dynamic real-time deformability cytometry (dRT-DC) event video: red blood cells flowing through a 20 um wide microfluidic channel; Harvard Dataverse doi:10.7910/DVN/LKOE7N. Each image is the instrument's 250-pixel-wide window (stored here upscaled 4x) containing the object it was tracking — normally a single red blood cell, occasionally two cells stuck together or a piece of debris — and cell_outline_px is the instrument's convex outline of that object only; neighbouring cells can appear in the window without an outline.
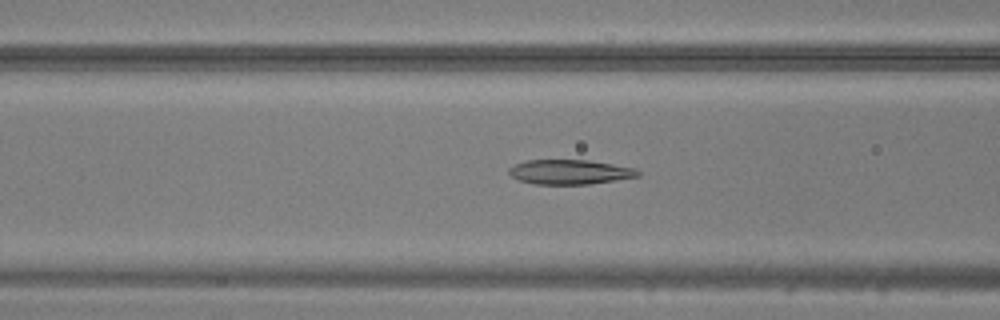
{"species": "common noctule bat (a hibernating species)", "species_latin": "Nyctalus noctula", "temperature_condition": "warm", "stored_images_in_passage": 36, "camera_frame_rate_fps": 3000, "um_per_image_px": 0.085, "animal": {"sex": "male", "body_mass_g": 20.5, "forearm_length_mm": 52.5}, "frame": {"image": 1, "passage_image": 10, "time_ms": 3.0, "image_size_px": [1000, 320], "cell_outline_px": [[640, 176], [588, 184], [536, 184], [520, 180], [512, 176], [508, 172], [508, 168], [516, 164], [528, 160], [588, 160], [636, 168], [640, 172]], "centroid_in_image_um": [48.44, 14.61], "position_along_channel_um": 118.2, "area_um2": 18.32}}
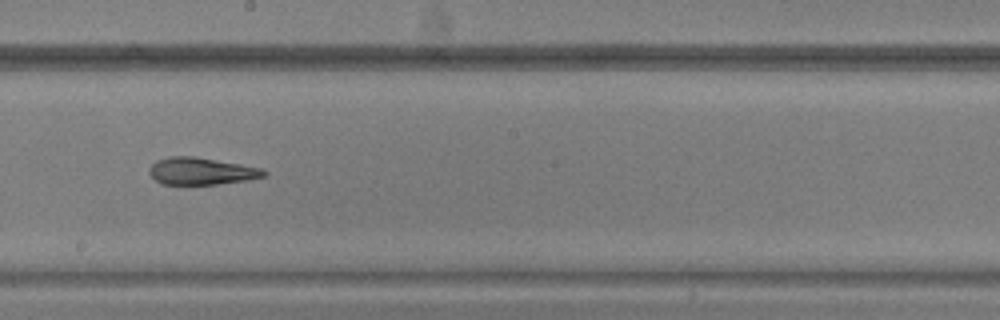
{"frame": {"image": 2, "passage_image": 18, "time_ms": 5.667, "image_size_px": [1000, 320], "cell_outline_px": [[268, 172], [264, 176], [248, 180], [216, 184], [160, 184], [148, 172], [148, 168], [156, 160], [168, 156], [192, 156], [264, 168]], "centroid_in_image_um": [17.1, 14.54], "position_along_channel_um": 231.1, "area_um2": 18.15}}
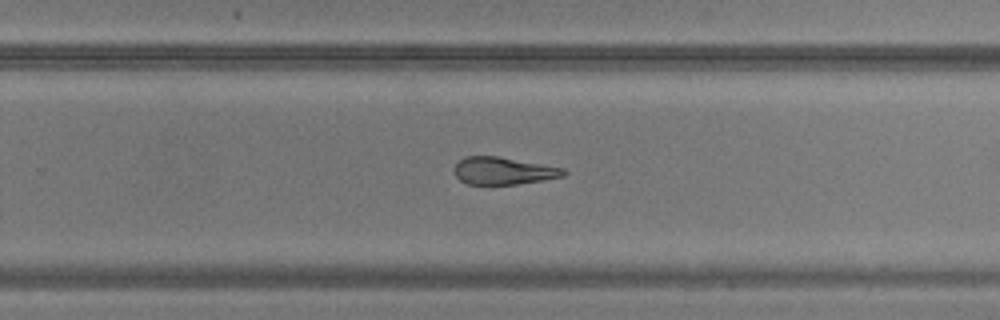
{"frame": {"image": 3, "passage_image": 22, "time_ms": 7.0, "image_size_px": [1000, 320], "cell_outline_px": [[568, 172], [564, 176], [516, 184], [488, 188], [468, 184], [460, 180], [452, 172], [452, 168], [460, 160], [468, 156], [496, 156], [564, 168]], "centroid_in_image_um": [42.71, 14.57], "position_along_channel_um": 287.1, "area_um2": 17.98}}